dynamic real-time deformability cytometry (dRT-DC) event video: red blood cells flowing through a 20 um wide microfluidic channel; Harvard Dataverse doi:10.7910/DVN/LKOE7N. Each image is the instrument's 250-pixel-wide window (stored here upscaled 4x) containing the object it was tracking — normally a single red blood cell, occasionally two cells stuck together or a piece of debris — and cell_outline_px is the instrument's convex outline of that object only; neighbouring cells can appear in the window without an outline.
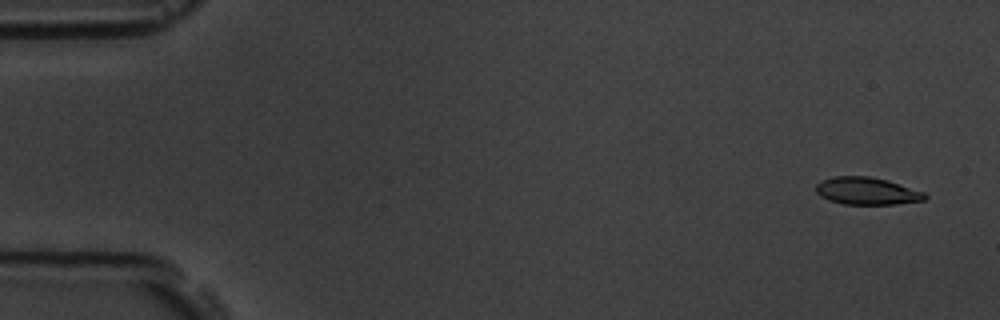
{"species": "common noctule bat (a hibernating species)", "species_latin": "Nyctalus noctula", "temperature_condition": "room temperature", "stored_images_in_passage": 16, "camera_frame_rate_fps": 3000, "um_per_image_px": 0.085, "animal": {"sex": "male", "body_mass_g": 19.5, "forearm_length_mm": 54.6}, "frame": {"image": 1, "passage_image": 1, "time_ms": 0.0, "image_size_px": [1000, 320], "cell_outline_px": [[928, 196], [924, 200], [896, 204], [844, 204], [828, 200], [820, 196], [816, 192], [816, 184], [820, 180], [832, 176], [868, 176], [888, 180], [924, 192]], "centroid_in_image_um": [73.65, 16.23], "position_along_channel_um": 11.3, "area_um2": 17.46}}
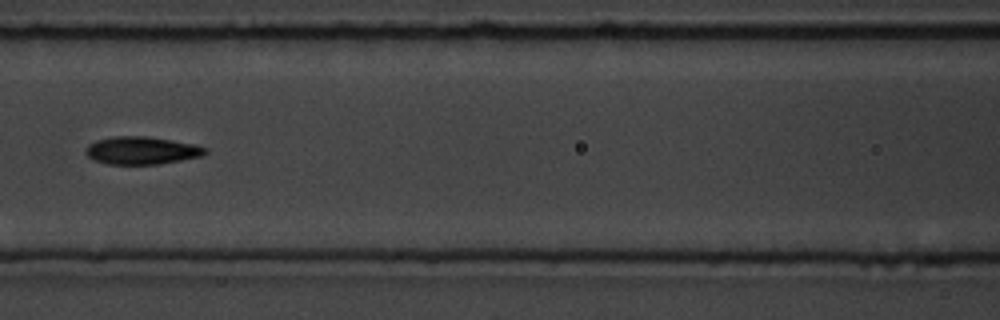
{"frame": {"image": 2, "passage_image": 7, "time_ms": 7.667, "image_size_px": [1000, 320], "cell_outline_px": [[208, 152], [204, 156], [160, 164], [108, 164], [92, 160], [84, 152], [88, 144], [96, 140], [112, 136], [144, 136], [172, 140], [196, 144], [208, 148]], "centroid_in_image_um": [12.06, 12.79], "position_along_channel_um": 154.5, "area_um2": 19.59}, "authors_computed_cell_mechanics": {"area_um2": 18.3515, "velocity_mm_per_s": 3.5664, "shape_relaxation_time_tau1_ms": 2.4632, "shape_relaxation_time_tau2_ms": 4.9907, "deformation_change_tau1": 0.1179, "deformation_change_tau2": 0.0978}}